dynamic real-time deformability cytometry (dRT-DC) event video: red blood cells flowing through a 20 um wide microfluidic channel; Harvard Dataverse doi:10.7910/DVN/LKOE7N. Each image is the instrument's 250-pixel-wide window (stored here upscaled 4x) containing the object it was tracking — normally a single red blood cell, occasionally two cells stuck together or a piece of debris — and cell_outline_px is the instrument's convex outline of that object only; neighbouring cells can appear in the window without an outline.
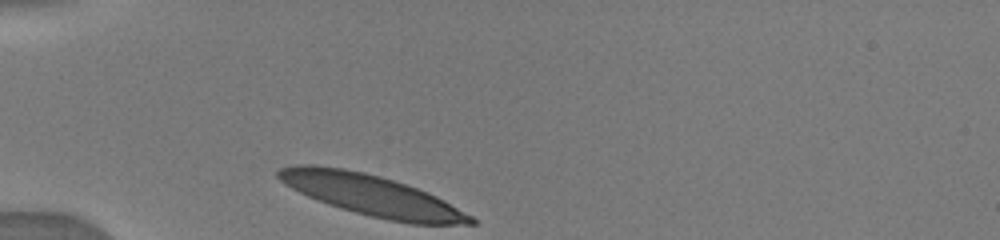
{"species": "human", "species_latin": "Homo sapiens", "temperature_condition": "warm", "stored_images_in_passage": 16, "camera_frame_rate_fps": 3000, "um_per_image_px": 0.085, "donor": {"sex": "male"}, "frame": {"image": 1, "passage_image": 1, "time_ms": 0.0, "image_size_px": [1000, 240], "cell_outline_px": [[476, 224], [412, 224], [388, 220], [340, 208], [328, 204], [308, 196], [284, 184], [276, 176], [276, 172], [280, 168], [296, 164], [316, 164], [344, 168], [364, 172], [380, 176], [416, 188], [436, 196], [444, 200], [472, 216], [476, 220]], "centroid_in_image_um": [31.56, 16.58], "position_along_channel_um": 53.4, "area_um2": 45.43}}
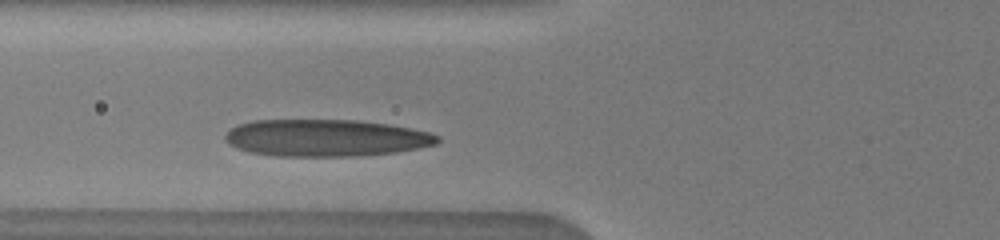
{"frame": {"image": 2, "passage_image": 7, "time_ms": 1.667, "image_size_px": [1000, 240], "cell_outline_px": [[440, 140], [436, 144], [420, 148], [396, 152], [352, 156], [276, 156], [248, 152], [236, 148], [228, 144], [224, 136], [236, 124], [252, 120], [356, 120], [388, 124], [432, 132], [440, 136]], "centroid_in_image_um": [27.7, 11.72], "position_along_channel_um": 98.1, "area_um2": 46.07}}
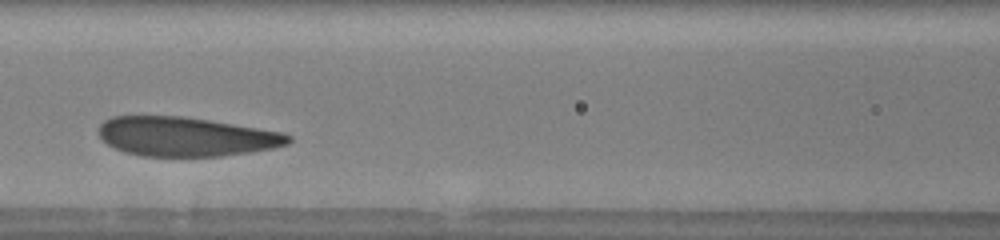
{"frame": {"image": 3, "passage_image": 11, "time_ms": 3.0, "image_size_px": [1000, 240], "cell_outline_px": [[292, 140], [288, 144], [272, 148], [252, 152], [220, 156], [140, 156], [124, 152], [108, 144], [96, 132], [100, 124], [104, 120], [112, 116], [180, 116], [208, 120], [284, 132], [292, 136]], "centroid_in_image_um": [15.79, 11.61], "position_along_channel_um": 150.8, "area_um2": 43.47}}